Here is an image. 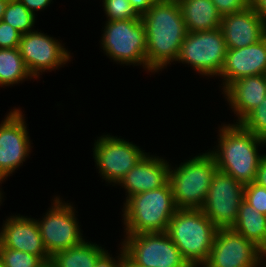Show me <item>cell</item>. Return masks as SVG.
I'll return each mask as SVG.
<instances>
[{"mask_svg": "<svg viewBox=\"0 0 266 267\" xmlns=\"http://www.w3.org/2000/svg\"><path fill=\"white\" fill-rule=\"evenodd\" d=\"M145 26L149 72H158L176 61L188 31L178 3L155 2L141 16Z\"/></svg>", "mask_w": 266, "mask_h": 267, "instance_id": "6da1fadb", "label": "cell"}, {"mask_svg": "<svg viewBox=\"0 0 266 267\" xmlns=\"http://www.w3.org/2000/svg\"><path fill=\"white\" fill-rule=\"evenodd\" d=\"M218 137L217 149L209 151L218 170L243 185L254 182L260 160L265 156L258 153V145L263 146L266 142L235 123L222 125Z\"/></svg>", "mask_w": 266, "mask_h": 267, "instance_id": "7a4b0ae2", "label": "cell"}, {"mask_svg": "<svg viewBox=\"0 0 266 267\" xmlns=\"http://www.w3.org/2000/svg\"><path fill=\"white\" fill-rule=\"evenodd\" d=\"M218 228L201 209H177L166 233L191 267L208 259Z\"/></svg>", "mask_w": 266, "mask_h": 267, "instance_id": "3957f363", "label": "cell"}, {"mask_svg": "<svg viewBox=\"0 0 266 267\" xmlns=\"http://www.w3.org/2000/svg\"><path fill=\"white\" fill-rule=\"evenodd\" d=\"M177 207L168 182L165 186L129 197L123 206L126 234L166 232Z\"/></svg>", "mask_w": 266, "mask_h": 267, "instance_id": "277c9868", "label": "cell"}, {"mask_svg": "<svg viewBox=\"0 0 266 267\" xmlns=\"http://www.w3.org/2000/svg\"><path fill=\"white\" fill-rule=\"evenodd\" d=\"M218 170L210 152L196 155L169 170V183L177 209H201Z\"/></svg>", "mask_w": 266, "mask_h": 267, "instance_id": "5b68a950", "label": "cell"}, {"mask_svg": "<svg viewBox=\"0 0 266 267\" xmlns=\"http://www.w3.org/2000/svg\"><path fill=\"white\" fill-rule=\"evenodd\" d=\"M102 49L115 62L142 65L147 69V41L142 19L106 21Z\"/></svg>", "mask_w": 266, "mask_h": 267, "instance_id": "8992f818", "label": "cell"}, {"mask_svg": "<svg viewBox=\"0 0 266 267\" xmlns=\"http://www.w3.org/2000/svg\"><path fill=\"white\" fill-rule=\"evenodd\" d=\"M227 46L220 28L188 32L176 61L190 65L204 76H219L224 66Z\"/></svg>", "mask_w": 266, "mask_h": 267, "instance_id": "52a82bcc", "label": "cell"}, {"mask_svg": "<svg viewBox=\"0 0 266 267\" xmlns=\"http://www.w3.org/2000/svg\"><path fill=\"white\" fill-rule=\"evenodd\" d=\"M126 255L142 267H191L166 232L125 234Z\"/></svg>", "mask_w": 266, "mask_h": 267, "instance_id": "ba28073f", "label": "cell"}, {"mask_svg": "<svg viewBox=\"0 0 266 267\" xmlns=\"http://www.w3.org/2000/svg\"><path fill=\"white\" fill-rule=\"evenodd\" d=\"M52 205L41 221L36 220L44 246L51 257L85 241L73 205L65 201L63 203L60 197L54 198Z\"/></svg>", "mask_w": 266, "mask_h": 267, "instance_id": "9c48e42d", "label": "cell"}, {"mask_svg": "<svg viewBox=\"0 0 266 267\" xmlns=\"http://www.w3.org/2000/svg\"><path fill=\"white\" fill-rule=\"evenodd\" d=\"M243 199L244 185L217 170L201 210L218 229L232 228Z\"/></svg>", "mask_w": 266, "mask_h": 267, "instance_id": "30bf717a", "label": "cell"}, {"mask_svg": "<svg viewBox=\"0 0 266 267\" xmlns=\"http://www.w3.org/2000/svg\"><path fill=\"white\" fill-rule=\"evenodd\" d=\"M95 140L93 157L99 173L106 182L118 184L147 153L139 146L111 135Z\"/></svg>", "mask_w": 266, "mask_h": 267, "instance_id": "8fae6325", "label": "cell"}, {"mask_svg": "<svg viewBox=\"0 0 266 267\" xmlns=\"http://www.w3.org/2000/svg\"><path fill=\"white\" fill-rule=\"evenodd\" d=\"M25 117L21 110H11L0 124V180L10 176L31 152Z\"/></svg>", "mask_w": 266, "mask_h": 267, "instance_id": "7c38bea8", "label": "cell"}, {"mask_svg": "<svg viewBox=\"0 0 266 267\" xmlns=\"http://www.w3.org/2000/svg\"><path fill=\"white\" fill-rule=\"evenodd\" d=\"M261 248L232 228L218 229L203 267H259Z\"/></svg>", "mask_w": 266, "mask_h": 267, "instance_id": "4fadbf2b", "label": "cell"}, {"mask_svg": "<svg viewBox=\"0 0 266 267\" xmlns=\"http://www.w3.org/2000/svg\"><path fill=\"white\" fill-rule=\"evenodd\" d=\"M19 51L33 78L45 70L62 67L71 58L70 52L58 40L36 30L21 35Z\"/></svg>", "mask_w": 266, "mask_h": 267, "instance_id": "5bb4252c", "label": "cell"}, {"mask_svg": "<svg viewBox=\"0 0 266 267\" xmlns=\"http://www.w3.org/2000/svg\"><path fill=\"white\" fill-rule=\"evenodd\" d=\"M4 222L0 229V246L39 256L44 262L51 260L35 219L16 215Z\"/></svg>", "mask_w": 266, "mask_h": 267, "instance_id": "9a60e30c", "label": "cell"}, {"mask_svg": "<svg viewBox=\"0 0 266 267\" xmlns=\"http://www.w3.org/2000/svg\"><path fill=\"white\" fill-rule=\"evenodd\" d=\"M266 74V36L255 44L239 49H227L219 77L223 90L244 77Z\"/></svg>", "mask_w": 266, "mask_h": 267, "instance_id": "2e32d148", "label": "cell"}, {"mask_svg": "<svg viewBox=\"0 0 266 267\" xmlns=\"http://www.w3.org/2000/svg\"><path fill=\"white\" fill-rule=\"evenodd\" d=\"M220 30L227 49L247 47L266 36V25L251 6L241 12L222 16Z\"/></svg>", "mask_w": 266, "mask_h": 267, "instance_id": "e0dca14e", "label": "cell"}, {"mask_svg": "<svg viewBox=\"0 0 266 267\" xmlns=\"http://www.w3.org/2000/svg\"><path fill=\"white\" fill-rule=\"evenodd\" d=\"M168 163L149 153L139 160L118 183L127 190L126 200L135 194L165 186L169 182L171 167Z\"/></svg>", "mask_w": 266, "mask_h": 267, "instance_id": "ac0fdd59", "label": "cell"}, {"mask_svg": "<svg viewBox=\"0 0 266 267\" xmlns=\"http://www.w3.org/2000/svg\"><path fill=\"white\" fill-rule=\"evenodd\" d=\"M223 94L238 117V124L266 98V74L244 77L228 85Z\"/></svg>", "mask_w": 266, "mask_h": 267, "instance_id": "d6986e66", "label": "cell"}, {"mask_svg": "<svg viewBox=\"0 0 266 267\" xmlns=\"http://www.w3.org/2000/svg\"><path fill=\"white\" fill-rule=\"evenodd\" d=\"M178 4L188 32L220 28L222 16L211 0H180Z\"/></svg>", "mask_w": 266, "mask_h": 267, "instance_id": "ffe728a7", "label": "cell"}, {"mask_svg": "<svg viewBox=\"0 0 266 267\" xmlns=\"http://www.w3.org/2000/svg\"><path fill=\"white\" fill-rule=\"evenodd\" d=\"M232 229L254 242L259 248L266 243V215L255 210L244 199Z\"/></svg>", "mask_w": 266, "mask_h": 267, "instance_id": "44dd1931", "label": "cell"}, {"mask_svg": "<svg viewBox=\"0 0 266 267\" xmlns=\"http://www.w3.org/2000/svg\"><path fill=\"white\" fill-rule=\"evenodd\" d=\"M106 250L97 244L82 242L51 257L55 267H94L98 258Z\"/></svg>", "mask_w": 266, "mask_h": 267, "instance_id": "7402d4cb", "label": "cell"}, {"mask_svg": "<svg viewBox=\"0 0 266 267\" xmlns=\"http://www.w3.org/2000/svg\"><path fill=\"white\" fill-rule=\"evenodd\" d=\"M33 78L28 71L19 48L0 49V87L20 83Z\"/></svg>", "mask_w": 266, "mask_h": 267, "instance_id": "603a6c76", "label": "cell"}, {"mask_svg": "<svg viewBox=\"0 0 266 267\" xmlns=\"http://www.w3.org/2000/svg\"><path fill=\"white\" fill-rule=\"evenodd\" d=\"M19 0H9L4 12L3 21L10 24L21 34L34 31L35 16Z\"/></svg>", "mask_w": 266, "mask_h": 267, "instance_id": "cb8c5ba5", "label": "cell"}, {"mask_svg": "<svg viewBox=\"0 0 266 267\" xmlns=\"http://www.w3.org/2000/svg\"><path fill=\"white\" fill-rule=\"evenodd\" d=\"M243 129L266 142V98L239 123Z\"/></svg>", "mask_w": 266, "mask_h": 267, "instance_id": "d4e9b609", "label": "cell"}, {"mask_svg": "<svg viewBox=\"0 0 266 267\" xmlns=\"http://www.w3.org/2000/svg\"><path fill=\"white\" fill-rule=\"evenodd\" d=\"M0 258L5 267H40L44 261L27 252L0 246Z\"/></svg>", "mask_w": 266, "mask_h": 267, "instance_id": "484cf974", "label": "cell"}, {"mask_svg": "<svg viewBox=\"0 0 266 267\" xmlns=\"http://www.w3.org/2000/svg\"><path fill=\"white\" fill-rule=\"evenodd\" d=\"M107 21L141 19L129 0H103Z\"/></svg>", "mask_w": 266, "mask_h": 267, "instance_id": "4316f807", "label": "cell"}, {"mask_svg": "<svg viewBox=\"0 0 266 267\" xmlns=\"http://www.w3.org/2000/svg\"><path fill=\"white\" fill-rule=\"evenodd\" d=\"M244 200L255 210L266 215V188L254 182L244 185Z\"/></svg>", "mask_w": 266, "mask_h": 267, "instance_id": "83f0119b", "label": "cell"}, {"mask_svg": "<svg viewBox=\"0 0 266 267\" xmlns=\"http://www.w3.org/2000/svg\"><path fill=\"white\" fill-rule=\"evenodd\" d=\"M21 33L10 24L0 21V49L19 48Z\"/></svg>", "mask_w": 266, "mask_h": 267, "instance_id": "f1b7e54d", "label": "cell"}, {"mask_svg": "<svg viewBox=\"0 0 266 267\" xmlns=\"http://www.w3.org/2000/svg\"><path fill=\"white\" fill-rule=\"evenodd\" d=\"M221 16L238 13L250 6V0H211Z\"/></svg>", "mask_w": 266, "mask_h": 267, "instance_id": "f546056e", "label": "cell"}, {"mask_svg": "<svg viewBox=\"0 0 266 267\" xmlns=\"http://www.w3.org/2000/svg\"><path fill=\"white\" fill-rule=\"evenodd\" d=\"M117 260L111 257L108 251H105L97 260L94 267H123L125 250L122 246Z\"/></svg>", "mask_w": 266, "mask_h": 267, "instance_id": "4dcf8cb0", "label": "cell"}, {"mask_svg": "<svg viewBox=\"0 0 266 267\" xmlns=\"http://www.w3.org/2000/svg\"><path fill=\"white\" fill-rule=\"evenodd\" d=\"M30 12L44 10L52 0H19Z\"/></svg>", "mask_w": 266, "mask_h": 267, "instance_id": "1f68e13d", "label": "cell"}, {"mask_svg": "<svg viewBox=\"0 0 266 267\" xmlns=\"http://www.w3.org/2000/svg\"><path fill=\"white\" fill-rule=\"evenodd\" d=\"M254 183L266 188V154L260 160Z\"/></svg>", "mask_w": 266, "mask_h": 267, "instance_id": "d6a6232c", "label": "cell"}, {"mask_svg": "<svg viewBox=\"0 0 266 267\" xmlns=\"http://www.w3.org/2000/svg\"><path fill=\"white\" fill-rule=\"evenodd\" d=\"M129 2L140 16L145 14L155 3L154 0H129Z\"/></svg>", "mask_w": 266, "mask_h": 267, "instance_id": "836d02e7", "label": "cell"}, {"mask_svg": "<svg viewBox=\"0 0 266 267\" xmlns=\"http://www.w3.org/2000/svg\"><path fill=\"white\" fill-rule=\"evenodd\" d=\"M250 6L263 20L266 25V0H250Z\"/></svg>", "mask_w": 266, "mask_h": 267, "instance_id": "e575fe53", "label": "cell"}, {"mask_svg": "<svg viewBox=\"0 0 266 267\" xmlns=\"http://www.w3.org/2000/svg\"><path fill=\"white\" fill-rule=\"evenodd\" d=\"M123 267H142L134 263L126 254L124 255Z\"/></svg>", "mask_w": 266, "mask_h": 267, "instance_id": "d590c367", "label": "cell"}, {"mask_svg": "<svg viewBox=\"0 0 266 267\" xmlns=\"http://www.w3.org/2000/svg\"><path fill=\"white\" fill-rule=\"evenodd\" d=\"M8 2L9 0H0V21L3 19Z\"/></svg>", "mask_w": 266, "mask_h": 267, "instance_id": "8d00e7d4", "label": "cell"}, {"mask_svg": "<svg viewBox=\"0 0 266 267\" xmlns=\"http://www.w3.org/2000/svg\"><path fill=\"white\" fill-rule=\"evenodd\" d=\"M264 257H266V252H260V256H259V264H258L259 266H260V265H264V267H266V264H265V263H266V262H265L266 260L263 262V258H264ZM262 262H263L264 264H263ZM261 263H262V264H261Z\"/></svg>", "mask_w": 266, "mask_h": 267, "instance_id": "74e56055", "label": "cell"}, {"mask_svg": "<svg viewBox=\"0 0 266 267\" xmlns=\"http://www.w3.org/2000/svg\"><path fill=\"white\" fill-rule=\"evenodd\" d=\"M40 267H55V265L51 260H49V261L42 263Z\"/></svg>", "mask_w": 266, "mask_h": 267, "instance_id": "f35d334b", "label": "cell"}, {"mask_svg": "<svg viewBox=\"0 0 266 267\" xmlns=\"http://www.w3.org/2000/svg\"><path fill=\"white\" fill-rule=\"evenodd\" d=\"M155 2L178 3L180 0H154Z\"/></svg>", "mask_w": 266, "mask_h": 267, "instance_id": "ab89813d", "label": "cell"}, {"mask_svg": "<svg viewBox=\"0 0 266 267\" xmlns=\"http://www.w3.org/2000/svg\"><path fill=\"white\" fill-rule=\"evenodd\" d=\"M261 252H266V243H265V245L261 248Z\"/></svg>", "mask_w": 266, "mask_h": 267, "instance_id": "60d3db41", "label": "cell"}, {"mask_svg": "<svg viewBox=\"0 0 266 267\" xmlns=\"http://www.w3.org/2000/svg\"><path fill=\"white\" fill-rule=\"evenodd\" d=\"M0 183L2 184L1 180H0ZM2 194H3V193L0 191V203H1L2 198H3V197H2ZM0 205H1V204H0Z\"/></svg>", "mask_w": 266, "mask_h": 267, "instance_id": "b9f144b4", "label": "cell"}, {"mask_svg": "<svg viewBox=\"0 0 266 267\" xmlns=\"http://www.w3.org/2000/svg\"><path fill=\"white\" fill-rule=\"evenodd\" d=\"M0 267H5L1 258H0Z\"/></svg>", "mask_w": 266, "mask_h": 267, "instance_id": "7bdbcfd3", "label": "cell"}]
</instances>
